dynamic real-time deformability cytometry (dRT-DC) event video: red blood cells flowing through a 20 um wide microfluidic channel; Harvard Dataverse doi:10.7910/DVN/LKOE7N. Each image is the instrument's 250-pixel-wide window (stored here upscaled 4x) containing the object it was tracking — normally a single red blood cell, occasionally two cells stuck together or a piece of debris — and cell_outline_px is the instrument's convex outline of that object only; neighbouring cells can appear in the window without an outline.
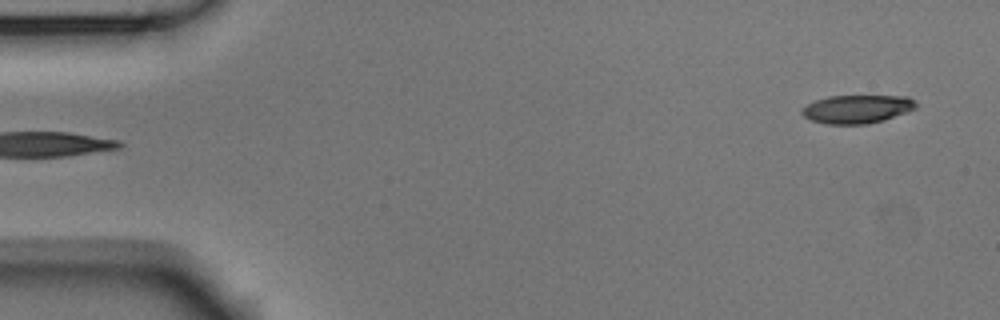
{"species": "Egyptian fruit bat (a non-hibernating species)", "species_latin": "Rousettus aegyptiacus", "temperature_condition": "room temperature", "stored_images_in_passage": 4, "segment_of_instrument_passage": [2, 2], "camera_frame_rate_fps": 3000, "um_per_image_px": 0.085, "animal": {"sex": "male"}, "frame": {"image": 1, "passage_image": 4, "time_ms": 1.0, "image_size_px": [1000, 320], "cell_outline_px": [[916, 108], [884, 120], [868, 124], [828, 124], [812, 120], [804, 116], [800, 112], [808, 104], [816, 100], [828, 96], [908, 96], [916, 100]], "centroid_in_image_um": [72.88, 9.26], "position_along_channel_um": 12.1, "area_um2": 18.73}}